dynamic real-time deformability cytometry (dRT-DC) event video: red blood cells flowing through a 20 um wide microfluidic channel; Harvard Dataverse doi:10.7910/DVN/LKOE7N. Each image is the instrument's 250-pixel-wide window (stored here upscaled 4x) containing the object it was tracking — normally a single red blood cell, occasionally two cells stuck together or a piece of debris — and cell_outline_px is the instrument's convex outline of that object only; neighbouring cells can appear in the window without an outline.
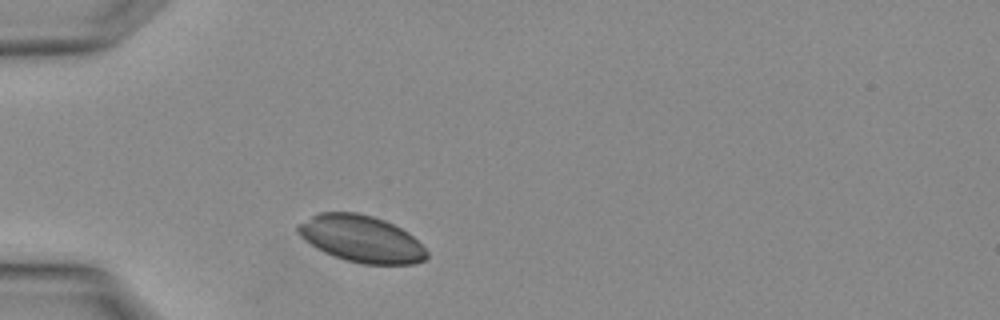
{"species": "Egyptian fruit bat (a non-hibernating species)", "species_latin": "Rousettus aegyptiacus", "temperature_condition": "warm", "stored_images_in_passage": 1, "camera_frame_rate_fps": 3000, "um_per_image_px": 0.085, "animal": {"sex": "female"}, "frame": {"image": 1, "passage_image": 1, "time_ms": 0.0, "image_size_px": [1000, 320], "cell_outline_px": [[428, 256], [424, 260], [416, 264], [364, 264], [344, 260], [324, 252], [316, 248], [304, 240], [296, 232], [296, 224], [320, 212], [356, 212], [372, 216], [384, 220], [408, 232], [428, 252]], "centroid_in_image_um": [30.68, 20.3], "position_along_channel_um": 54.3, "area_um2": 35.14}}